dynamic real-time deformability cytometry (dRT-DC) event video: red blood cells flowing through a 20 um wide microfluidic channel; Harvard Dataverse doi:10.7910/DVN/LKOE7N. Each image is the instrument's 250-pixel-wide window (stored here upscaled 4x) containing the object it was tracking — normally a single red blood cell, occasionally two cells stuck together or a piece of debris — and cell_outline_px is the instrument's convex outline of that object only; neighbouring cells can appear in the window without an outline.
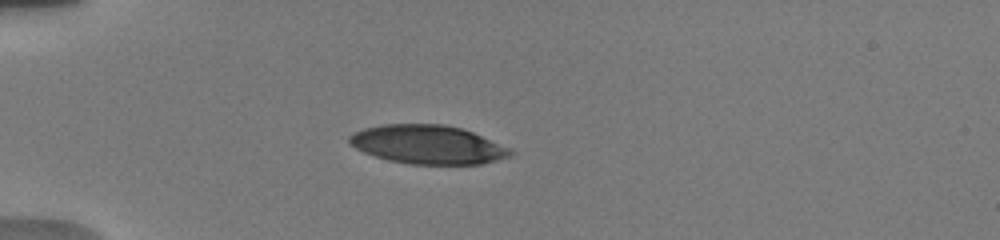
{"species": "human", "species_latin": "Homo sapiens", "temperature_condition": "warm", "stored_images_in_passage": 48, "camera_frame_rate_fps": 3000, "um_per_image_px": 0.085, "donor": {"sex": "male"}, "frame": {"image": 1, "passage_image": 2, "time_ms": 0.333, "image_size_px": [1000, 240], "cell_outline_px": [[512, 156], [480, 164], [408, 164], [388, 160], [364, 152], [348, 144], [348, 136], [352, 132], [364, 128], [384, 124], [444, 124], [460, 128], [472, 132], [508, 148], [512, 152]], "centroid_in_image_um": [36.29, 12.28], "position_along_channel_um": 48.7, "area_um2": 36.18}}
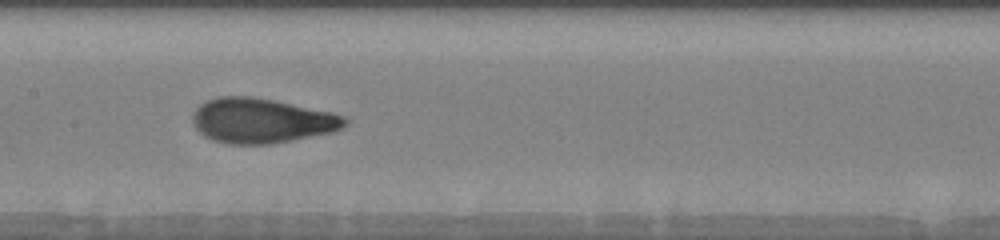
{"frame": {"image": 2, "passage_image": 19, "time_ms": 4.667, "image_size_px": [1000, 240], "cell_outline_px": [[348, 124], [344, 128], [332, 132], [292, 140], [268, 144], [228, 144], [212, 140], [204, 136], [192, 124], [192, 116], [196, 108], [200, 104], [208, 100], [220, 96], [252, 96], [332, 112], [348, 116]], "centroid_in_image_um": [22.25, 10.26], "position_along_channel_um": 185.2, "area_um2": 39.94}}
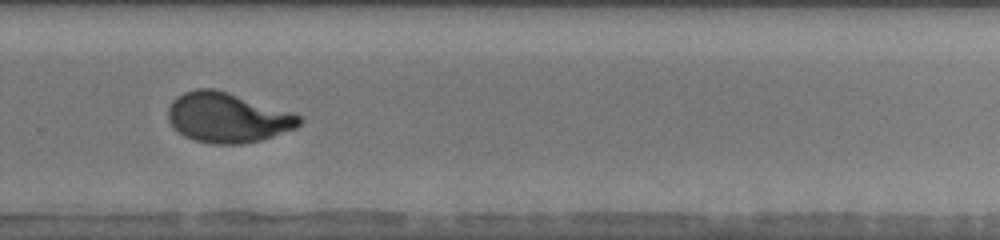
{"frame": {"image": 3, "passage_image": 32, "time_ms": 8.0, "image_size_px": [1000, 240], "cell_outline_px": [[304, 120], [296, 128], [260, 140], [240, 144], [212, 144], [196, 140], [184, 136], [168, 120], [168, 108], [172, 100], [184, 92], [196, 88], [212, 88], [228, 92], [292, 112], [304, 116]], "centroid_in_image_um": [19.36, 9.99], "position_along_channel_um": 310.4, "area_um2": 38.09}, "authors_computed_cell_mechanics": {"area_um2": 38.3214, "velocity_mm_per_s": 3.7796, "shape_relaxation_time_tau1_ms": 3.9319, "shape_relaxation_time_tau2_ms": 0.854, "deformation_change_tau1": 0.2051, "deformation_change_tau2": 0.0628}}